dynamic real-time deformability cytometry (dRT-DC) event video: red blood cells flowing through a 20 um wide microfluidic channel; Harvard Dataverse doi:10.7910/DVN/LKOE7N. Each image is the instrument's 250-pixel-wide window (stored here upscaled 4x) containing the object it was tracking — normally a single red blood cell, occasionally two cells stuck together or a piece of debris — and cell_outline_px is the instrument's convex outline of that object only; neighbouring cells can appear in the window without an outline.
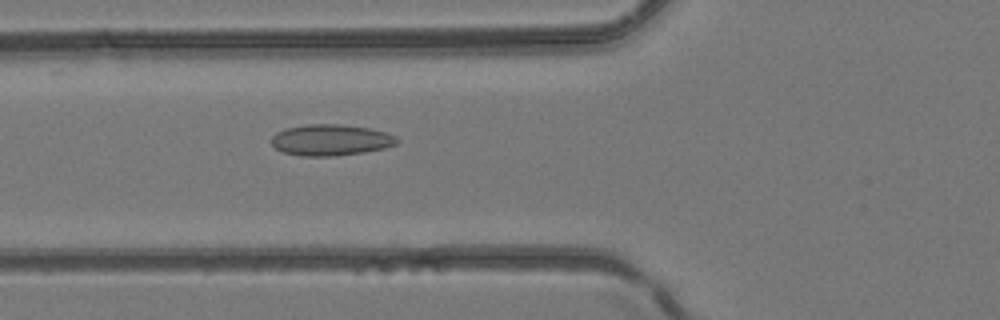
{"species": "common noctule bat (a hibernating species)", "species_latin": "Nyctalus noctula", "temperature_condition": "room temperature", "stored_images_in_passage": 27, "camera_frame_rate_fps": 3000, "um_per_image_px": 0.085, "animal": {"sex": "female", "body_mass_g": 24.6, "forearm_length_mm": 56.2}, "frame": {"image": 1, "passage_image": 9, "time_ms": 2.667, "image_size_px": [1000, 320], "cell_outline_px": [[400, 140], [396, 144], [384, 148], [364, 152], [336, 156], [300, 156], [284, 152], [276, 148], [272, 144], [272, 136], [276, 132], [288, 128], [308, 124], [340, 124], [372, 128], [396, 136]], "centroid_in_image_um": [28.14, 11.9], "position_along_channel_um": 97.7, "area_um2": 22.83}}
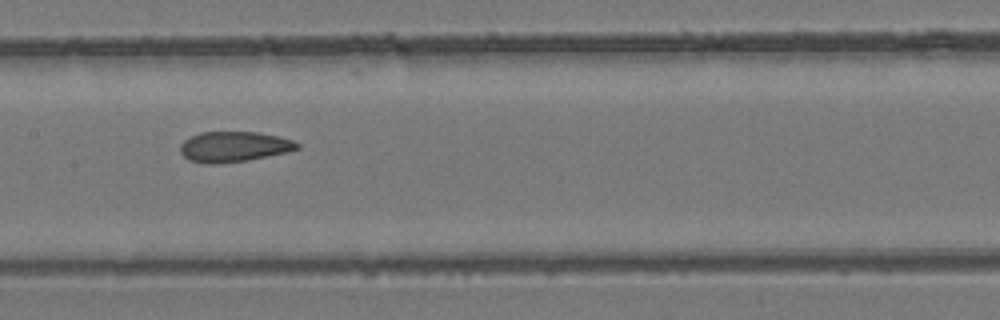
{"frame": {"image": 2, "passage_image": 15, "time_ms": 4.667, "image_size_px": [1000, 320], "cell_outline_px": [[300, 148], [284, 152], [244, 160], [216, 164], [208, 164], [188, 160], [180, 152], [180, 144], [184, 140], [200, 132], [260, 132], [280, 136], [292, 140], [300, 144]], "centroid_in_image_um": [19.85, 12.45], "position_along_channel_um": 187.5, "area_um2": 20.52}}
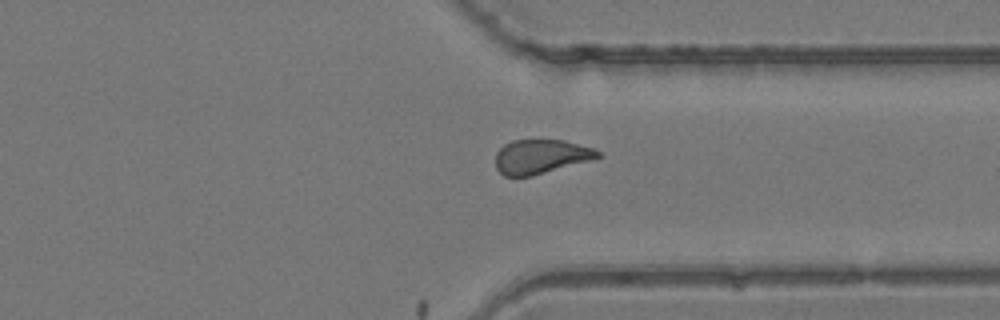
{"frame": {"image": 3, "passage_image": 27, "time_ms": 8.667, "image_size_px": [1000, 320], "cell_outline_px": [[604, 156], [532, 176], [504, 176], [496, 168], [496, 152], [504, 144], [512, 140], [564, 140], [592, 148], [600, 152]], "centroid_in_image_um": [45.95, 13.3], "position_along_channel_um": 365.4, "area_um2": 20.29}}